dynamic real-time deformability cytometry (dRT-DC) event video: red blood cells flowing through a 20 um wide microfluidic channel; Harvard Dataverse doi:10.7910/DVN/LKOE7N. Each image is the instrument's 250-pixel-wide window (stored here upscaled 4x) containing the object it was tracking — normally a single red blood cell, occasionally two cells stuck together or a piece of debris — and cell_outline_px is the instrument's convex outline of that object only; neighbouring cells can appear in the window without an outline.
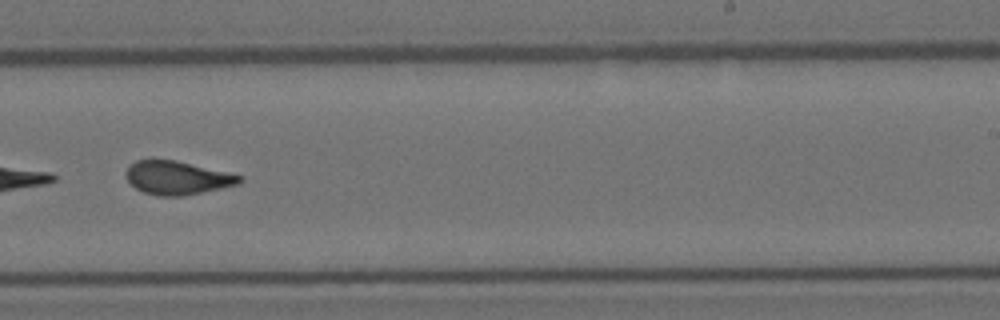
{"species": "Egyptian fruit bat (a non-hibernating species)", "species_latin": "Rousettus aegyptiacus", "temperature_condition": "room temperature", "stored_images_in_passage": 41, "camera_frame_rate_fps": 3000, "um_per_image_px": 0.085, "animal": {"sex": "female"}, "frame": {"image": 1, "passage_image": 24, "time_ms": 7.667, "image_size_px": [1000, 320], "cell_outline_px": [[244, 180], [240, 184], [184, 196], [156, 196], [144, 192], [136, 188], [128, 180], [124, 172], [136, 160], [176, 160], [244, 176]], "centroid_in_image_um": [15.1, 15.12], "position_along_channel_um": 273.9, "area_um2": 22.14}, "authors_computed_cell_mechanics": {"area_um2": 22.3108, "velocity_mm_per_s": 3.6795, "shape_relaxation_time_tau1_ms": 9.0025, "shape_relaxation_time_tau2_ms": 1.5128, "deformation_change_tau1": 0.2139, "deformation_change_tau2": 0.0876}}